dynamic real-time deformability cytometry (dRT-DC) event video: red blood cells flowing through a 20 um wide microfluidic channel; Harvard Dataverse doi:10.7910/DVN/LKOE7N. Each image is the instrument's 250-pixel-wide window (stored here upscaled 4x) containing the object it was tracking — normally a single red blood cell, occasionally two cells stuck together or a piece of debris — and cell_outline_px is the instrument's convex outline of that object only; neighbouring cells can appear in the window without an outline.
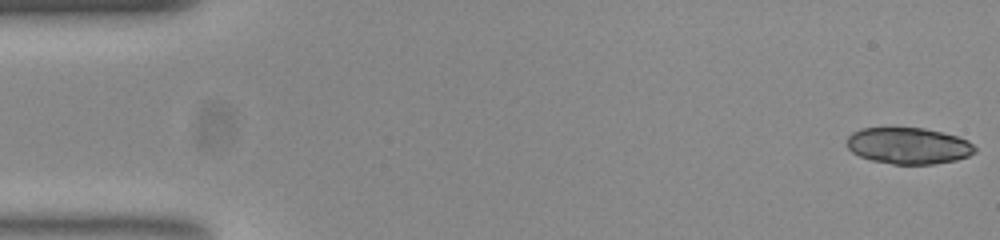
{"species": "common noctule bat (a hibernating species)", "species_latin": "Nyctalus noctula", "temperature_condition": "room temperature", "stored_images_in_passage": 52, "camera_frame_rate_fps": 3000, "um_per_image_px": 0.085, "animal": {"sex": "female", "body_mass_g": 23.0, "forearm_length_mm": 53.4}, "frame": {"image": 1, "passage_image": 1, "time_ms": 0.0, "image_size_px": [1000, 240], "cell_outline_px": [[976, 152], [968, 156], [956, 160], [932, 164], [892, 164], [872, 160], [860, 156], [852, 152], [844, 144], [848, 136], [852, 132], [860, 128], [924, 128], [956, 136], [968, 140], [976, 148]], "centroid_in_image_um": [77.19, 12.39], "position_along_channel_um": 7.8, "area_um2": 27.22}}
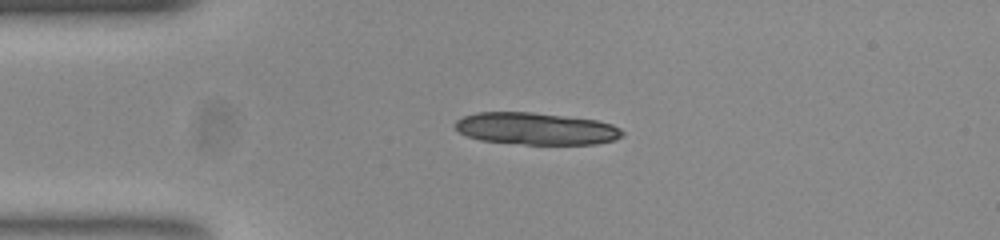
{"frame": {"image": 2, "passage_image": 12, "time_ms": 3.667, "image_size_px": [1000, 240], "cell_outline_px": [[624, 136], [616, 140], [596, 144], [524, 144], [480, 140], [468, 136], [460, 132], [456, 128], [456, 120], [464, 116], [476, 112], [532, 112], [596, 120], [612, 124], [620, 128], [624, 132]], "centroid_in_image_um": [45.6, 10.94], "position_along_channel_um": 39.4, "area_um2": 31.21}}
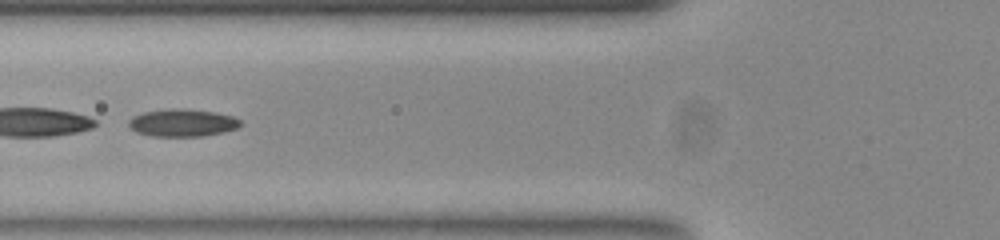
{"frame": {"image": 3, "passage_image": 20, "time_ms": 6.333, "image_size_px": [1000, 240], "cell_outline_px": [[244, 124], [236, 128], [224, 132], [204, 136], [152, 136], [136, 132], [128, 128], [128, 120], [132, 116], [144, 112], [168, 108], [184, 108], [216, 112], [232, 116], [240, 120]], "centroid_in_image_um": [15.49, 10.43], "position_along_channel_um": 110.3, "area_um2": 18.21}, "authors_computed_cell_mechanics": {"area_um2": 28.4376, "velocity_mm_per_s": 3.8823, "shape_relaxation_time_tau1_ms": null, "shape_relaxation_time_tau2_ms": 3.8826, "deformation_change_tau1": null, "deformation_change_tau2": 0.0971}}